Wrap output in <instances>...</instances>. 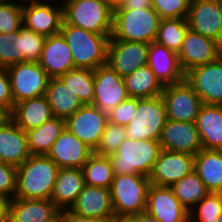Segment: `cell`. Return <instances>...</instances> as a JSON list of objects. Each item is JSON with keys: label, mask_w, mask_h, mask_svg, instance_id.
<instances>
[{"label": "cell", "mask_w": 222, "mask_h": 222, "mask_svg": "<svg viewBox=\"0 0 222 222\" xmlns=\"http://www.w3.org/2000/svg\"><path fill=\"white\" fill-rule=\"evenodd\" d=\"M137 109V98L129 97L117 105L108 115V121L126 127Z\"/></svg>", "instance_id": "7bdbcfd3"}, {"label": "cell", "mask_w": 222, "mask_h": 222, "mask_svg": "<svg viewBox=\"0 0 222 222\" xmlns=\"http://www.w3.org/2000/svg\"><path fill=\"white\" fill-rule=\"evenodd\" d=\"M161 19L187 18L191 0H151Z\"/></svg>", "instance_id": "b9f144b4"}, {"label": "cell", "mask_w": 222, "mask_h": 222, "mask_svg": "<svg viewBox=\"0 0 222 222\" xmlns=\"http://www.w3.org/2000/svg\"><path fill=\"white\" fill-rule=\"evenodd\" d=\"M9 118V113L0 106V125H2Z\"/></svg>", "instance_id": "816d5d0a"}, {"label": "cell", "mask_w": 222, "mask_h": 222, "mask_svg": "<svg viewBox=\"0 0 222 222\" xmlns=\"http://www.w3.org/2000/svg\"><path fill=\"white\" fill-rule=\"evenodd\" d=\"M166 120V107L161 96L137 98L136 113L125 127L126 138L158 141Z\"/></svg>", "instance_id": "52a82bcc"}, {"label": "cell", "mask_w": 222, "mask_h": 222, "mask_svg": "<svg viewBox=\"0 0 222 222\" xmlns=\"http://www.w3.org/2000/svg\"><path fill=\"white\" fill-rule=\"evenodd\" d=\"M17 167L0 162V195L10 200L15 197Z\"/></svg>", "instance_id": "ee69618b"}, {"label": "cell", "mask_w": 222, "mask_h": 222, "mask_svg": "<svg viewBox=\"0 0 222 222\" xmlns=\"http://www.w3.org/2000/svg\"><path fill=\"white\" fill-rule=\"evenodd\" d=\"M62 1L63 17L67 24L95 34H112L113 10L105 0Z\"/></svg>", "instance_id": "8992f818"}, {"label": "cell", "mask_w": 222, "mask_h": 222, "mask_svg": "<svg viewBox=\"0 0 222 222\" xmlns=\"http://www.w3.org/2000/svg\"><path fill=\"white\" fill-rule=\"evenodd\" d=\"M63 222H116V220H108L103 218H89L77 215L69 209L60 211Z\"/></svg>", "instance_id": "bcb514c9"}, {"label": "cell", "mask_w": 222, "mask_h": 222, "mask_svg": "<svg viewBox=\"0 0 222 222\" xmlns=\"http://www.w3.org/2000/svg\"><path fill=\"white\" fill-rule=\"evenodd\" d=\"M188 29L187 18L161 19L155 41L178 53Z\"/></svg>", "instance_id": "d590c367"}, {"label": "cell", "mask_w": 222, "mask_h": 222, "mask_svg": "<svg viewBox=\"0 0 222 222\" xmlns=\"http://www.w3.org/2000/svg\"><path fill=\"white\" fill-rule=\"evenodd\" d=\"M108 123V115L94 105H83L65 119V128L93 151Z\"/></svg>", "instance_id": "30bf717a"}, {"label": "cell", "mask_w": 222, "mask_h": 222, "mask_svg": "<svg viewBox=\"0 0 222 222\" xmlns=\"http://www.w3.org/2000/svg\"><path fill=\"white\" fill-rule=\"evenodd\" d=\"M125 0H105L108 6L114 11L121 7Z\"/></svg>", "instance_id": "f907efd6"}, {"label": "cell", "mask_w": 222, "mask_h": 222, "mask_svg": "<svg viewBox=\"0 0 222 222\" xmlns=\"http://www.w3.org/2000/svg\"><path fill=\"white\" fill-rule=\"evenodd\" d=\"M65 129V119L53 117L38 128L26 131L31 155H47L53 143Z\"/></svg>", "instance_id": "4dcf8cb0"}, {"label": "cell", "mask_w": 222, "mask_h": 222, "mask_svg": "<svg viewBox=\"0 0 222 222\" xmlns=\"http://www.w3.org/2000/svg\"><path fill=\"white\" fill-rule=\"evenodd\" d=\"M194 168V155L162 149L148 178L152 185L170 187L192 173Z\"/></svg>", "instance_id": "9a60e30c"}, {"label": "cell", "mask_w": 222, "mask_h": 222, "mask_svg": "<svg viewBox=\"0 0 222 222\" xmlns=\"http://www.w3.org/2000/svg\"><path fill=\"white\" fill-rule=\"evenodd\" d=\"M125 139V127L108 121L100 142L93 152L99 155L109 156L118 150Z\"/></svg>", "instance_id": "ab89813d"}, {"label": "cell", "mask_w": 222, "mask_h": 222, "mask_svg": "<svg viewBox=\"0 0 222 222\" xmlns=\"http://www.w3.org/2000/svg\"><path fill=\"white\" fill-rule=\"evenodd\" d=\"M195 124L203 149L222 150V105L203 103Z\"/></svg>", "instance_id": "4316f807"}, {"label": "cell", "mask_w": 222, "mask_h": 222, "mask_svg": "<svg viewBox=\"0 0 222 222\" xmlns=\"http://www.w3.org/2000/svg\"><path fill=\"white\" fill-rule=\"evenodd\" d=\"M52 222H63L61 216L59 215L55 220Z\"/></svg>", "instance_id": "db71d44e"}, {"label": "cell", "mask_w": 222, "mask_h": 222, "mask_svg": "<svg viewBox=\"0 0 222 222\" xmlns=\"http://www.w3.org/2000/svg\"><path fill=\"white\" fill-rule=\"evenodd\" d=\"M116 222H133L130 218L118 219Z\"/></svg>", "instance_id": "f5cc1de1"}, {"label": "cell", "mask_w": 222, "mask_h": 222, "mask_svg": "<svg viewBox=\"0 0 222 222\" xmlns=\"http://www.w3.org/2000/svg\"><path fill=\"white\" fill-rule=\"evenodd\" d=\"M23 2L25 3H23L22 19L24 27L46 37L60 33L64 20L63 5H55L48 0H24Z\"/></svg>", "instance_id": "8fae6325"}, {"label": "cell", "mask_w": 222, "mask_h": 222, "mask_svg": "<svg viewBox=\"0 0 222 222\" xmlns=\"http://www.w3.org/2000/svg\"><path fill=\"white\" fill-rule=\"evenodd\" d=\"M160 22L153 8L114 10L110 39L150 44L156 40Z\"/></svg>", "instance_id": "5b68a950"}, {"label": "cell", "mask_w": 222, "mask_h": 222, "mask_svg": "<svg viewBox=\"0 0 222 222\" xmlns=\"http://www.w3.org/2000/svg\"><path fill=\"white\" fill-rule=\"evenodd\" d=\"M45 96L54 117L66 119L83 106L80 99L60 78H50Z\"/></svg>", "instance_id": "f546056e"}, {"label": "cell", "mask_w": 222, "mask_h": 222, "mask_svg": "<svg viewBox=\"0 0 222 222\" xmlns=\"http://www.w3.org/2000/svg\"><path fill=\"white\" fill-rule=\"evenodd\" d=\"M69 210L83 217L115 220L110 189L108 188L85 184Z\"/></svg>", "instance_id": "7402d4cb"}, {"label": "cell", "mask_w": 222, "mask_h": 222, "mask_svg": "<svg viewBox=\"0 0 222 222\" xmlns=\"http://www.w3.org/2000/svg\"><path fill=\"white\" fill-rule=\"evenodd\" d=\"M46 36L35 33L22 26V52H24V62H39L42 54Z\"/></svg>", "instance_id": "60d3db41"}, {"label": "cell", "mask_w": 222, "mask_h": 222, "mask_svg": "<svg viewBox=\"0 0 222 222\" xmlns=\"http://www.w3.org/2000/svg\"><path fill=\"white\" fill-rule=\"evenodd\" d=\"M58 170L47 155H31L17 167L14 198L50 199Z\"/></svg>", "instance_id": "6da1fadb"}, {"label": "cell", "mask_w": 222, "mask_h": 222, "mask_svg": "<svg viewBox=\"0 0 222 222\" xmlns=\"http://www.w3.org/2000/svg\"><path fill=\"white\" fill-rule=\"evenodd\" d=\"M60 210L50 199L10 200L8 222H52Z\"/></svg>", "instance_id": "d4e9b609"}, {"label": "cell", "mask_w": 222, "mask_h": 222, "mask_svg": "<svg viewBox=\"0 0 222 222\" xmlns=\"http://www.w3.org/2000/svg\"><path fill=\"white\" fill-rule=\"evenodd\" d=\"M30 156L26 132L8 118L0 125V162L18 167Z\"/></svg>", "instance_id": "cb8c5ba5"}, {"label": "cell", "mask_w": 222, "mask_h": 222, "mask_svg": "<svg viewBox=\"0 0 222 222\" xmlns=\"http://www.w3.org/2000/svg\"><path fill=\"white\" fill-rule=\"evenodd\" d=\"M158 142L163 150L194 156L203 149L195 122L167 119Z\"/></svg>", "instance_id": "ac0fdd59"}, {"label": "cell", "mask_w": 222, "mask_h": 222, "mask_svg": "<svg viewBox=\"0 0 222 222\" xmlns=\"http://www.w3.org/2000/svg\"><path fill=\"white\" fill-rule=\"evenodd\" d=\"M60 32L67 41L76 68L95 70L107 64L111 35L95 34L67 24L64 20Z\"/></svg>", "instance_id": "7a4b0ae2"}, {"label": "cell", "mask_w": 222, "mask_h": 222, "mask_svg": "<svg viewBox=\"0 0 222 222\" xmlns=\"http://www.w3.org/2000/svg\"><path fill=\"white\" fill-rule=\"evenodd\" d=\"M152 8L151 0H125L120 8L116 10H136Z\"/></svg>", "instance_id": "7dc6e473"}, {"label": "cell", "mask_w": 222, "mask_h": 222, "mask_svg": "<svg viewBox=\"0 0 222 222\" xmlns=\"http://www.w3.org/2000/svg\"><path fill=\"white\" fill-rule=\"evenodd\" d=\"M84 186L82 169H59L50 200L60 211L70 209Z\"/></svg>", "instance_id": "83f0119b"}, {"label": "cell", "mask_w": 222, "mask_h": 222, "mask_svg": "<svg viewBox=\"0 0 222 222\" xmlns=\"http://www.w3.org/2000/svg\"><path fill=\"white\" fill-rule=\"evenodd\" d=\"M54 117L47 97L39 96L14 104L9 118L25 132L38 128Z\"/></svg>", "instance_id": "484cf974"}, {"label": "cell", "mask_w": 222, "mask_h": 222, "mask_svg": "<svg viewBox=\"0 0 222 222\" xmlns=\"http://www.w3.org/2000/svg\"><path fill=\"white\" fill-rule=\"evenodd\" d=\"M24 62L22 52V27L17 32L0 33V67Z\"/></svg>", "instance_id": "8d00e7d4"}, {"label": "cell", "mask_w": 222, "mask_h": 222, "mask_svg": "<svg viewBox=\"0 0 222 222\" xmlns=\"http://www.w3.org/2000/svg\"><path fill=\"white\" fill-rule=\"evenodd\" d=\"M133 222H159L154 216L149 214L147 211L141 212L139 214L130 217Z\"/></svg>", "instance_id": "681fc988"}, {"label": "cell", "mask_w": 222, "mask_h": 222, "mask_svg": "<svg viewBox=\"0 0 222 222\" xmlns=\"http://www.w3.org/2000/svg\"><path fill=\"white\" fill-rule=\"evenodd\" d=\"M0 1H13V2H14V0H0ZM23 1H24V0H22V3H23Z\"/></svg>", "instance_id": "9f6ffc18"}, {"label": "cell", "mask_w": 222, "mask_h": 222, "mask_svg": "<svg viewBox=\"0 0 222 222\" xmlns=\"http://www.w3.org/2000/svg\"><path fill=\"white\" fill-rule=\"evenodd\" d=\"M170 188L188 212L209 193L205 184L195 171L172 184Z\"/></svg>", "instance_id": "d6a6232c"}, {"label": "cell", "mask_w": 222, "mask_h": 222, "mask_svg": "<svg viewBox=\"0 0 222 222\" xmlns=\"http://www.w3.org/2000/svg\"><path fill=\"white\" fill-rule=\"evenodd\" d=\"M23 4L0 1V33L17 32L23 26Z\"/></svg>", "instance_id": "f35d334b"}, {"label": "cell", "mask_w": 222, "mask_h": 222, "mask_svg": "<svg viewBox=\"0 0 222 222\" xmlns=\"http://www.w3.org/2000/svg\"><path fill=\"white\" fill-rule=\"evenodd\" d=\"M146 211L159 222H189V212L166 186L150 185Z\"/></svg>", "instance_id": "ffe728a7"}, {"label": "cell", "mask_w": 222, "mask_h": 222, "mask_svg": "<svg viewBox=\"0 0 222 222\" xmlns=\"http://www.w3.org/2000/svg\"><path fill=\"white\" fill-rule=\"evenodd\" d=\"M185 80L202 103L222 105V56L215 62L190 69L185 73Z\"/></svg>", "instance_id": "2e32d148"}, {"label": "cell", "mask_w": 222, "mask_h": 222, "mask_svg": "<svg viewBox=\"0 0 222 222\" xmlns=\"http://www.w3.org/2000/svg\"><path fill=\"white\" fill-rule=\"evenodd\" d=\"M150 185L148 176L140 174L114 175L110 195L115 220L130 218L146 211Z\"/></svg>", "instance_id": "3957f363"}, {"label": "cell", "mask_w": 222, "mask_h": 222, "mask_svg": "<svg viewBox=\"0 0 222 222\" xmlns=\"http://www.w3.org/2000/svg\"><path fill=\"white\" fill-rule=\"evenodd\" d=\"M161 97L165 103L166 117L173 121L195 122L203 104L199 95L185 79L164 86Z\"/></svg>", "instance_id": "9c48e42d"}, {"label": "cell", "mask_w": 222, "mask_h": 222, "mask_svg": "<svg viewBox=\"0 0 222 222\" xmlns=\"http://www.w3.org/2000/svg\"><path fill=\"white\" fill-rule=\"evenodd\" d=\"M161 151V145L156 140L126 138L118 150L108 157L115 175L149 176Z\"/></svg>", "instance_id": "277c9868"}, {"label": "cell", "mask_w": 222, "mask_h": 222, "mask_svg": "<svg viewBox=\"0 0 222 222\" xmlns=\"http://www.w3.org/2000/svg\"><path fill=\"white\" fill-rule=\"evenodd\" d=\"M38 63L50 78H59L76 69L70 48L61 32L46 37Z\"/></svg>", "instance_id": "44dd1931"}, {"label": "cell", "mask_w": 222, "mask_h": 222, "mask_svg": "<svg viewBox=\"0 0 222 222\" xmlns=\"http://www.w3.org/2000/svg\"><path fill=\"white\" fill-rule=\"evenodd\" d=\"M148 49L147 43L109 39L107 64L124 78L147 65Z\"/></svg>", "instance_id": "5bb4252c"}, {"label": "cell", "mask_w": 222, "mask_h": 222, "mask_svg": "<svg viewBox=\"0 0 222 222\" xmlns=\"http://www.w3.org/2000/svg\"><path fill=\"white\" fill-rule=\"evenodd\" d=\"M129 98L124 79L108 64L94 70V102L92 105L108 114Z\"/></svg>", "instance_id": "7c38bea8"}, {"label": "cell", "mask_w": 222, "mask_h": 222, "mask_svg": "<svg viewBox=\"0 0 222 222\" xmlns=\"http://www.w3.org/2000/svg\"><path fill=\"white\" fill-rule=\"evenodd\" d=\"M215 222H222V213L217 217Z\"/></svg>", "instance_id": "11a10c76"}, {"label": "cell", "mask_w": 222, "mask_h": 222, "mask_svg": "<svg viewBox=\"0 0 222 222\" xmlns=\"http://www.w3.org/2000/svg\"><path fill=\"white\" fill-rule=\"evenodd\" d=\"M81 169L85 184L110 189L115 174L108 156L93 152Z\"/></svg>", "instance_id": "836d02e7"}, {"label": "cell", "mask_w": 222, "mask_h": 222, "mask_svg": "<svg viewBox=\"0 0 222 222\" xmlns=\"http://www.w3.org/2000/svg\"><path fill=\"white\" fill-rule=\"evenodd\" d=\"M194 171L212 193H222V150H200L195 156Z\"/></svg>", "instance_id": "f1b7e54d"}, {"label": "cell", "mask_w": 222, "mask_h": 222, "mask_svg": "<svg viewBox=\"0 0 222 222\" xmlns=\"http://www.w3.org/2000/svg\"><path fill=\"white\" fill-rule=\"evenodd\" d=\"M222 56V45L199 33L188 31L183 46L178 52V59L184 73L190 69L217 61Z\"/></svg>", "instance_id": "e0dca14e"}, {"label": "cell", "mask_w": 222, "mask_h": 222, "mask_svg": "<svg viewBox=\"0 0 222 222\" xmlns=\"http://www.w3.org/2000/svg\"><path fill=\"white\" fill-rule=\"evenodd\" d=\"M147 65L163 86L176 84L185 79L178 53L156 41L149 44Z\"/></svg>", "instance_id": "603a6c76"}, {"label": "cell", "mask_w": 222, "mask_h": 222, "mask_svg": "<svg viewBox=\"0 0 222 222\" xmlns=\"http://www.w3.org/2000/svg\"><path fill=\"white\" fill-rule=\"evenodd\" d=\"M7 69L14 104L44 96L50 77L38 62H21Z\"/></svg>", "instance_id": "ba28073f"}, {"label": "cell", "mask_w": 222, "mask_h": 222, "mask_svg": "<svg viewBox=\"0 0 222 222\" xmlns=\"http://www.w3.org/2000/svg\"><path fill=\"white\" fill-rule=\"evenodd\" d=\"M129 97L153 98L161 96L164 86L155 77L148 65L134 70L123 78Z\"/></svg>", "instance_id": "1f68e13d"}, {"label": "cell", "mask_w": 222, "mask_h": 222, "mask_svg": "<svg viewBox=\"0 0 222 222\" xmlns=\"http://www.w3.org/2000/svg\"><path fill=\"white\" fill-rule=\"evenodd\" d=\"M10 199L0 195V222H8Z\"/></svg>", "instance_id": "c3c4849f"}, {"label": "cell", "mask_w": 222, "mask_h": 222, "mask_svg": "<svg viewBox=\"0 0 222 222\" xmlns=\"http://www.w3.org/2000/svg\"><path fill=\"white\" fill-rule=\"evenodd\" d=\"M187 21L191 31L222 45L221 0H191Z\"/></svg>", "instance_id": "4fadbf2b"}, {"label": "cell", "mask_w": 222, "mask_h": 222, "mask_svg": "<svg viewBox=\"0 0 222 222\" xmlns=\"http://www.w3.org/2000/svg\"><path fill=\"white\" fill-rule=\"evenodd\" d=\"M92 153V149L65 128L53 143L47 156L59 169H81Z\"/></svg>", "instance_id": "d6986e66"}, {"label": "cell", "mask_w": 222, "mask_h": 222, "mask_svg": "<svg viewBox=\"0 0 222 222\" xmlns=\"http://www.w3.org/2000/svg\"><path fill=\"white\" fill-rule=\"evenodd\" d=\"M0 106L9 114L14 107L9 75L7 69L3 67H0Z\"/></svg>", "instance_id": "f6af8a7d"}, {"label": "cell", "mask_w": 222, "mask_h": 222, "mask_svg": "<svg viewBox=\"0 0 222 222\" xmlns=\"http://www.w3.org/2000/svg\"><path fill=\"white\" fill-rule=\"evenodd\" d=\"M221 213L222 193L209 192L189 212V222H215Z\"/></svg>", "instance_id": "74e56055"}, {"label": "cell", "mask_w": 222, "mask_h": 222, "mask_svg": "<svg viewBox=\"0 0 222 222\" xmlns=\"http://www.w3.org/2000/svg\"><path fill=\"white\" fill-rule=\"evenodd\" d=\"M83 105L94 102V70L76 68L59 77Z\"/></svg>", "instance_id": "e575fe53"}]
</instances>
